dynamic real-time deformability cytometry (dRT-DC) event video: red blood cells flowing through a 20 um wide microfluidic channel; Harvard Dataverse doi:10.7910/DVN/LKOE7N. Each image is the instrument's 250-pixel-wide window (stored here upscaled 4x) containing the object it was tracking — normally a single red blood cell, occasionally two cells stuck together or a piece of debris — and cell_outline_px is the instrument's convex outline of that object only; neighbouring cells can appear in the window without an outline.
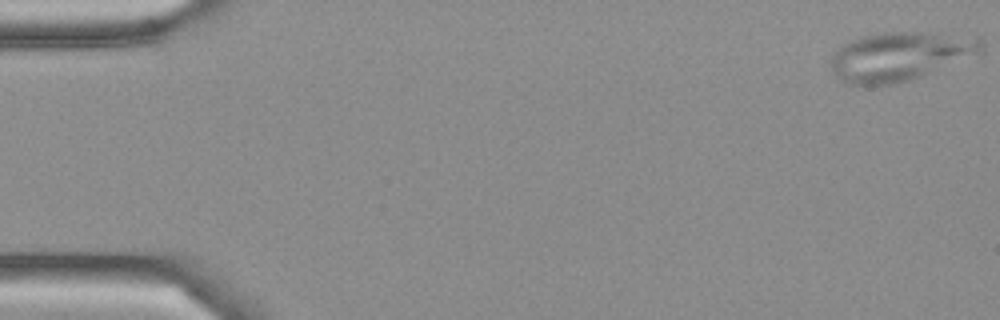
{"species": "Egyptian fruit bat (a non-hibernating species)", "species_latin": "Rousettus aegyptiacus", "temperature_condition": "cold", "stored_images_in_passage": 8, "camera_frame_rate_fps": 3000, "um_per_image_px": 0.085, "frame": {"image": 1, "passage_image": 1, "time_ms": 0.0, "image_size_px": [1000, 320], "cell_outline_px": [[984, 52], [920, 76], [908, 80], [892, 84], [844, 84], [832, 72], [828, 64], [828, 60], [832, 52], [840, 44], [876, 32], [920, 32], [980, 36], [984, 40]], "centroid_in_image_um": [76.47, 4.76], "position_along_channel_um": 8.5, "area_um2": 43.41}}